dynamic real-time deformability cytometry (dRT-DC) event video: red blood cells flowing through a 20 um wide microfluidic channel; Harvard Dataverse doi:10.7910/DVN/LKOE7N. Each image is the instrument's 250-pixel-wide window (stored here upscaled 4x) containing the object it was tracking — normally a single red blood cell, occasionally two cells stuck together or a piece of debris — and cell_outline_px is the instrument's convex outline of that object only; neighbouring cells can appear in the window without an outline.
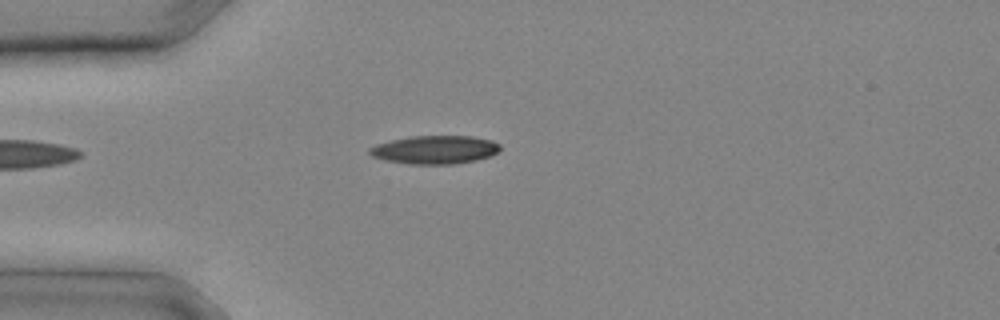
{"species": "common noctule bat (a hibernating species)", "species_latin": "Nyctalus noctula", "temperature_condition": "cold", "stored_images_in_passage": 5, "camera_frame_rate_fps": 3000, "um_per_image_px": 0.085, "animal": {"sex": "male", "body_mass_g": 20.4}, "frame": {"image": 1, "passage_image": 1, "time_ms": 0.0, "image_size_px": [1000, 320], "cell_outline_px": [[500, 148], [496, 152], [488, 156], [476, 160], [452, 164], [408, 164], [384, 160], [372, 156], [368, 152], [368, 148], [376, 144], [392, 140], [412, 136], [472, 136], [492, 140], [500, 144]], "centroid_in_image_um": [36.93, 12.72], "position_along_channel_um": 48.1, "area_um2": 21.5}}